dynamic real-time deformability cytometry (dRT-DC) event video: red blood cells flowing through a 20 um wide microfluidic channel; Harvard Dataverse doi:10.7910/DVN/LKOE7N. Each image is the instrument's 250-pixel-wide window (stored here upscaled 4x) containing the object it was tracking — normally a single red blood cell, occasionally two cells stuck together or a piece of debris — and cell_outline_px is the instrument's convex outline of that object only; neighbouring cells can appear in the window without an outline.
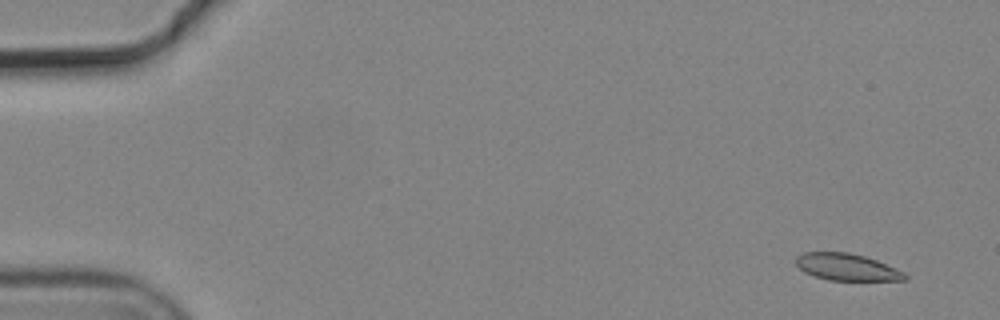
{"species": "common noctule bat (a hibernating species)", "species_latin": "Nyctalus noctula", "temperature_condition": "cold", "stored_images_in_passage": 6, "camera_frame_rate_fps": 3000, "um_per_image_px": 0.085, "animal": {"sex": "male", "body_mass_g": 19.2, "forearm_length_mm": 51.8}, "frame": {"image": 1, "passage_image": 2, "time_ms": 0.333, "image_size_px": [1000, 320], "cell_outline_px": [[908, 280], [828, 280], [804, 272], [796, 264], [796, 256], [804, 252], [848, 252], [864, 256], [876, 260], [904, 272], [908, 276]], "centroid_in_image_um": [71.98, 22.7], "position_along_channel_um": 13.0, "area_um2": 16.94}}
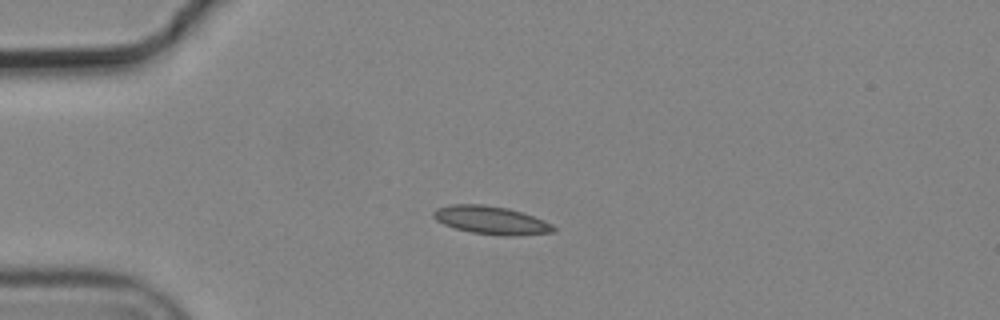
{"frame": {"image": 2, "passage_image": 5, "time_ms": 1.333, "image_size_px": [1000, 320], "cell_outline_px": [[556, 232], [508, 236], [472, 232], [456, 228], [444, 224], [436, 220], [432, 216], [432, 212], [436, 208], [452, 204], [484, 204], [508, 208], [544, 220], [552, 224], [556, 228]], "centroid_in_image_um": [41.74, 18.7], "position_along_channel_um": 43.3, "area_um2": 19.54}}